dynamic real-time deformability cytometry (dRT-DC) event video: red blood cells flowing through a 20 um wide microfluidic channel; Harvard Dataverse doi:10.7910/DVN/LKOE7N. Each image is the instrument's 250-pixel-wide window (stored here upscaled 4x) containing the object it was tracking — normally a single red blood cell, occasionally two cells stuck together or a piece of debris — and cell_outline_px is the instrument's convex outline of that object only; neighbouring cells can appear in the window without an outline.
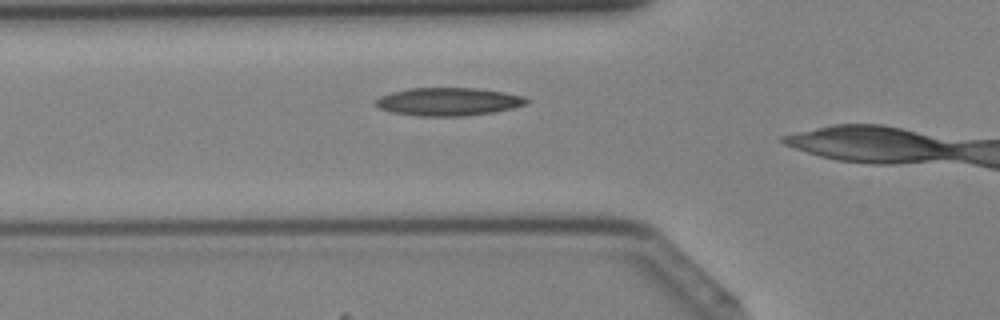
{"species": "Egyptian fruit bat (a non-hibernating species)", "species_latin": "Rousettus aegyptiacus", "temperature_condition": "cold", "stored_images_in_passage": 15, "camera_frame_rate_fps": 3000, "um_per_image_px": 0.085, "animal": {"sex": "female"}, "frame": {"image": 1, "passage_image": 11, "time_ms": 3.333, "image_size_px": [1000, 320], "cell_outline_px": [[528, 104], [512, 108], [492, 112], [464, 116], [420, 116], [392, 112], [380, 108], [372, 104], [372, 100], [380, 96], [392, 92], [408, 88], [476, 88], [504, 92], [524, 96], [528, 100]], "centroid_in_image_um": [38.07, 8.64], "position_along_channel_um": 87.7, "area_um2": 24.74}}
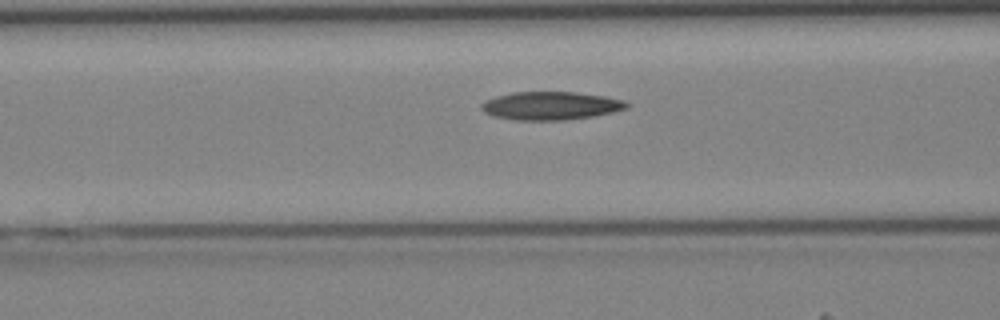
{"frame": {"image": 2, "passage_image": 13, "time_ms": 4.0, "image_size_px": [1000, 320], "cell_outline_px": [[628, 108], [612, 112], [592, 116], [564, 120], [516, 120], [492, 116], [484, 112], [480, 108], [480, 104], [496, 96], [512, 92], [576, 92], [604, 96], [624, 100], [628, 104]], "centroid_in_image_um": [46.79, 8.99], "position_along_channel_um": 119.8, "area_um2": 23.81}}